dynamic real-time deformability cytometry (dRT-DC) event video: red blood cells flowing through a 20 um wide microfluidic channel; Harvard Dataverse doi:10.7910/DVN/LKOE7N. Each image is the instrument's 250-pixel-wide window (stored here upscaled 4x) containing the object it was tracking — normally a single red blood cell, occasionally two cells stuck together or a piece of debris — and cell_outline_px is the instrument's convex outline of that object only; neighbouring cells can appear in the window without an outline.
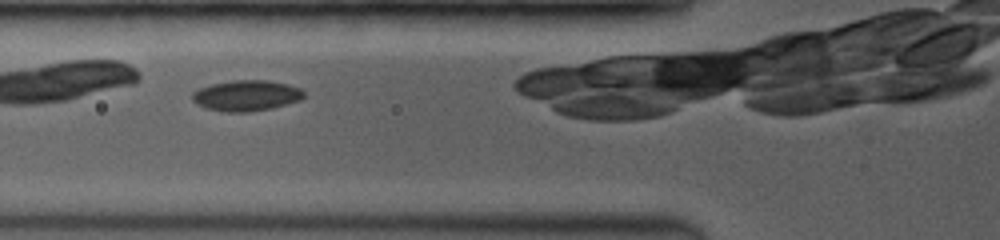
{"species": "common noctule bat (a hibernating species)", "species_latin": "Nyctalus noctula", "temperature_condition": "room temperature", "stored_images_in_passage": 8, "camera_frame_rate_fps": 3500, "um_per_image_px": 0.085, "animal": {"sex": "female", "body_mass_g": 19.0, "forearm_length_mm": 53.3}, "frame": {"image": 1, "passage_image": 3, "time_ms": 0.857, "image_size_px": [1000, 240], "cell_outline_px": [[304, 96], [300, 100], [272, 108], [248, 112], [220, 112], [196, 104], [192, 100], [192, 92], [200, 88], [212, 84], [232, 80], [268, 80], [288, 84], [300, 88], [304, 92]], "centroid_in_image_um": [20.93, 8.12], "position_along_channel_um": 104.9, "area_um2": 20.06}}
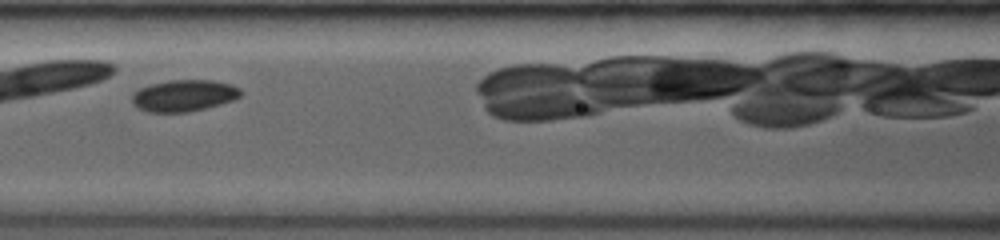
{"frame": {"image": 2, "passage_image": 6, "time_ms": 2.0, "image_size_px": [1000, 240], "cell_outline_px": [[244, 92], [240, 96], [232, 100], [220, 104], [188, 112], [148, 112], [132, 104], [132, 96], [140, 88], [152, 84], [172, 80], [212, 80], [232, 84], [240, 88]], "centroid_in_image_um": [15.67, 8.12], "position_along_channel_um": 150.9, "area_um2": 19.88}}